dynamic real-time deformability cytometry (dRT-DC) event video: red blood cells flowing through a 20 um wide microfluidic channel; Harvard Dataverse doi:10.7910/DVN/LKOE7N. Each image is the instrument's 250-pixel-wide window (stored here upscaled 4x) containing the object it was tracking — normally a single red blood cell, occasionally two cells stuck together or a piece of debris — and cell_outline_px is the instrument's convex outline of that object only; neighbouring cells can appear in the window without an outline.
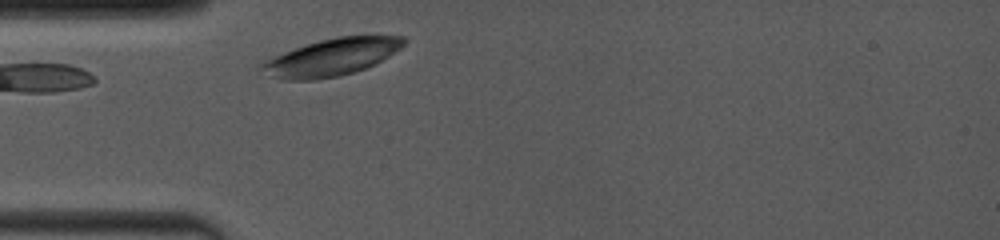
{"species": "common noctule bat (a hibernating species)", "species_latin": "Nyctalus noctula", "temperature_condition": "room temperature", "stored_images_in_passage": 16, "camera_frame_rate_fps": 4000, "um_per_image_px": 0.085, "animal": {"sex": "female", "body_mass_g": 19.0, "forearm_length_mm": 53.3}, "frame": {"image": 1, "passage_image": 2, "time_ms": 0.25, "image_size_px": [1000, 240], "cell_outline_px": [[408, 40], [400, 48], [376, 64], [340, 76], [316, 80], [284, 80], [272, 76], [260, 68], [260, 64], [264, 60], [284, 52], [320, 40], [336, 36], [404, 36]], "centroid_in_image_um": [28.2, 4.86], "position_along_channel_um": 56.8, "area_um2": 30.46}}